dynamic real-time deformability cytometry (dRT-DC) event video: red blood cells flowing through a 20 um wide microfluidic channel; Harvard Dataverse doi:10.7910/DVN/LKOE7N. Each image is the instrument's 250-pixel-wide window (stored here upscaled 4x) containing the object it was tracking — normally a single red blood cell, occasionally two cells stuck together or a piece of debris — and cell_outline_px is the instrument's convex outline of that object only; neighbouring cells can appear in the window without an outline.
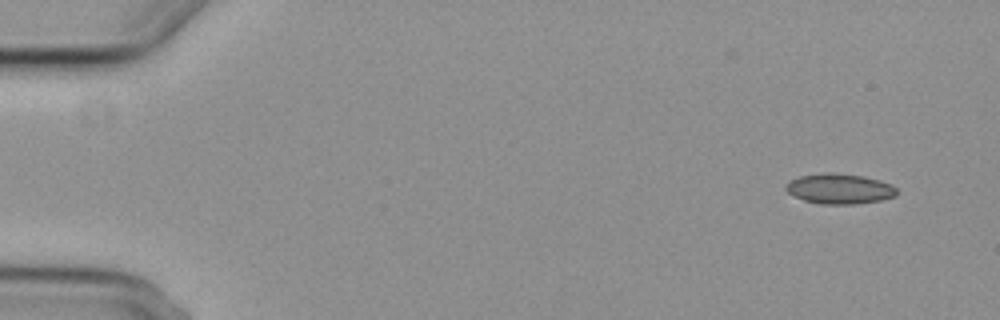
{"species": "common noctule bat (a hibernating species)", "species_latin": "Nyctalus noctula", "temperature_condition": "cold", "stored_images_in_passage": 4, "camera_frame_rate_fps": 3000, "um_per_image_px": 0.085, "animal": {"sex": "female", "body_mass_g": 29.2, "forearm_length_mm": 56.3}, "frame": {"image": 1, "passage_image": 1, "time_ms": 0.0, "image_size_px": [1000, 320], "cell_outline_px": [[896, 196], [880, 200], [856, 204], [820, 204], [804, 200], [788, 192], [784, 188], [788, 180], [800, 176], [824, 172], [832, 172], [864, 176], [880, 180], [892, 184], [896, 188]], "centroid_in_image_um": [71.35, 16.03], "position_along_channel_um": 13.6, "area_um2": 19.65}}
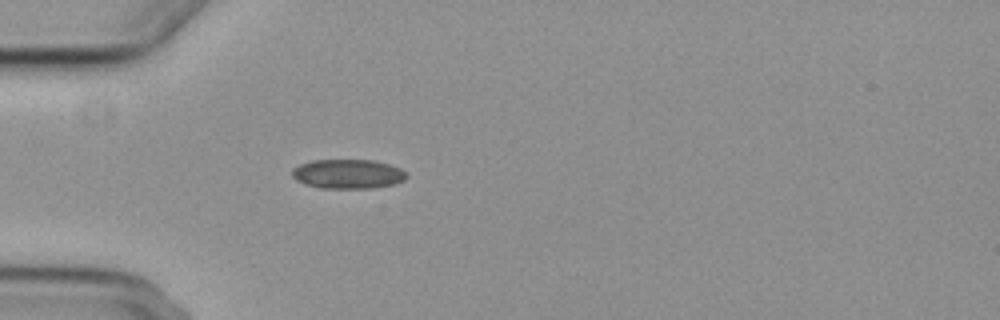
{"frame": {"image": 2, "passage_image": 4, "time_ms": 4.333, "image_size_px": [1000, 320], "cell_outline_px": [[408, 176], [404, 180], [392, 184], [372, 188], [320, 188], [304, 184], [296, 180], [292, 176], [292, 168], [300, 164], [312, 160], [372, 160], [388, 164], [400, 168]], "centroid_in_image_um": [29.53, 14.78], "position_along_channel_um": 55.5, "area_um2": 19.54}}